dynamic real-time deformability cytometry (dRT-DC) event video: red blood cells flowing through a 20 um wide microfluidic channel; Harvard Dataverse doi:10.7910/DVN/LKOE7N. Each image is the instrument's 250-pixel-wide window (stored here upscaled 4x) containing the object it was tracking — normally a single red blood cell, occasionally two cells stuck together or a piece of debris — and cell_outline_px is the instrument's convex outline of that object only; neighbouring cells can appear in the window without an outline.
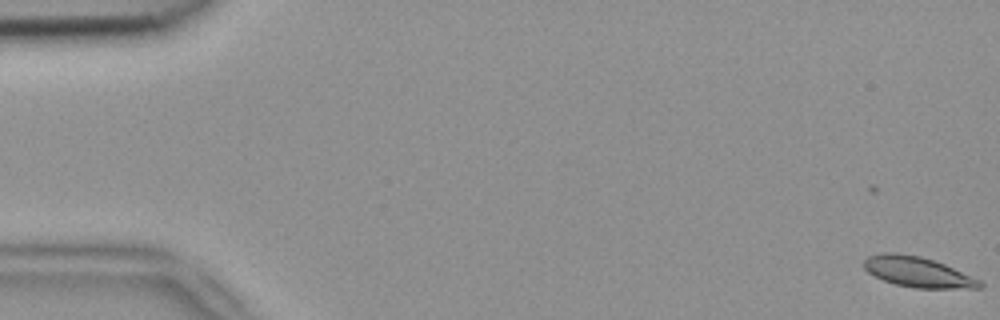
{"species": "common noctule bat (a hibernating species)", "species_latin": "Nyctalus noctula", "temperature_condition": "room temperature", "stored_images_in_passage": 7, "camera_frame_rate_fps": 3000, "um_per_image_px": 0.085, "animal": {"sex": "female", "body_mass_g": 18.4}, "frame": {"image": 1, "passage_image": 1, "time_ms": 0.0, "image_size_px": [1000, 320], "cell_outline_px": [[984, 284], [980, 288], [916, 288], [896, 284], [884, 280], [868, 272], [864, 268], [864, 260], [868, 256], [880, 252], [896, 252], [920, 256], [936, 260], [980, 280]], "centroid_in_image_um": [78.0, 23.1], "position_along_channel_um": 7.0, "area_um2": 20.46}}
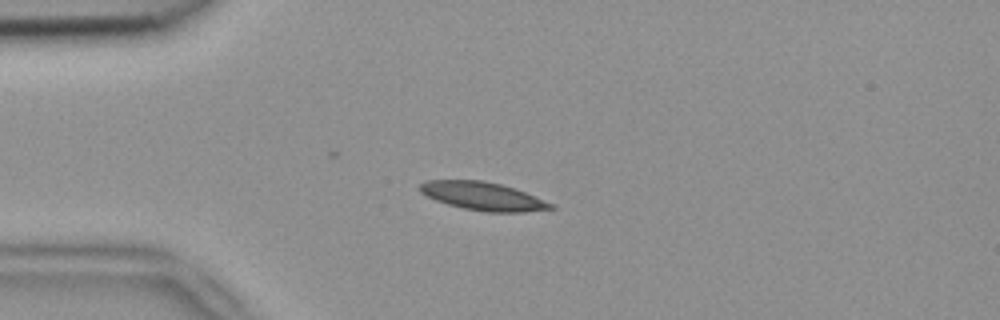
{"frame": {"image": 2, "passage_image": 5, "time_ms": 1.333, "image_size_px": [1000, 320], "cell_outline_px": [[556, 208], [524, 212], [484, 212], [464, 208], [448, 204], [436, 200], [420, 192], [420, 184], [428, 180], [484, 180], [500, 184], [524, 192], [556, 204]], "centroid_in_image_um": [41.08, 16.68], "position_along_channel_um": 43.9, "area_um2": 21.39}}